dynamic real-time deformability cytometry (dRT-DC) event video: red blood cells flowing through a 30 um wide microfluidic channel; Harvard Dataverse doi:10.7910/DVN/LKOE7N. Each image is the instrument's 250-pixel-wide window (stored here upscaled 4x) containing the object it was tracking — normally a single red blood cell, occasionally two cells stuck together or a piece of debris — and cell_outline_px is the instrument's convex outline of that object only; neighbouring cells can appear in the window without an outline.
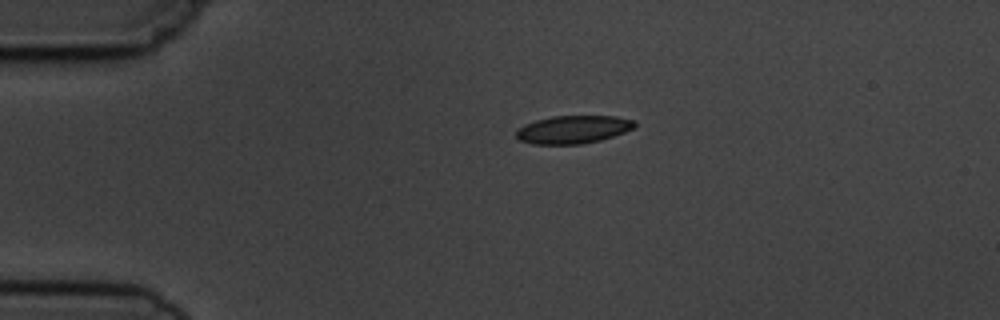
{"species": "common noctule bat (a hibernating species)", "species_latin": "Nyctalus noctula", "temperature_condition": "cold", "stored_images_in_passage": 2, "camera_frame_rate_fps": 3000, "um_per_image_px": 0.085, "animal": {"sex": "male", "body_mass_g": 19.5, "forearm_length_mm": 54.6}, "frame": {"image": 1, "passage_image": 1, "time_ms": 0.0, "image_size_px": [1000, 320], "cell_outline_px": [[636, 124], [632, 128], [624, 132], [600, 140], [580, 144], [532, 144], [520, 140], [516, 136], [516, 128], [524, 124], [536, 120], [552, 116], [616, 116], [636, 120]], "centroid_in_image_um": [48.69, 11.0], "position_along_channel_um": 36.3, "area_um2": 19.31}}